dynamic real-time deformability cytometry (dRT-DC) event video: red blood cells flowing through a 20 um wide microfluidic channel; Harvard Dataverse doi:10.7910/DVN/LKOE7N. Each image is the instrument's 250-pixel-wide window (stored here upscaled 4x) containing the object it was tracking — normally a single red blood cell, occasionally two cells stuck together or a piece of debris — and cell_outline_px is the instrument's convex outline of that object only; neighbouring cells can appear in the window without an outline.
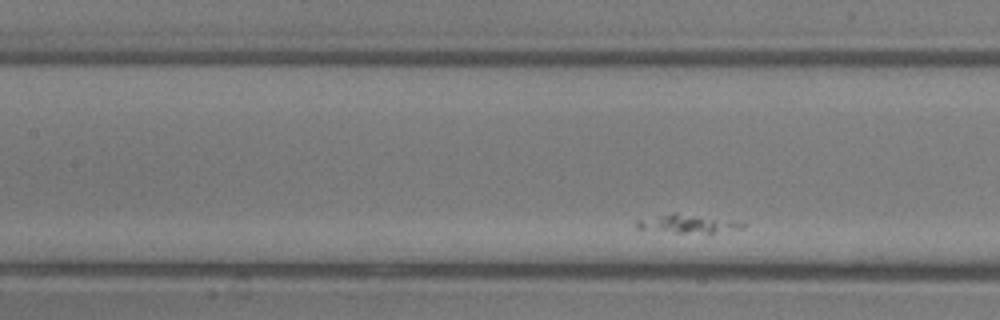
{"species": "common noctule bat (a hibernating species)", "species_latin": "Nyctalus noctula", "temperature_condition": "room temperature", "stored_images_in_passage": 28, "camera_frame_rate_fps": 3000, "um_per_image_px": 0.085, "animal": {"sex": "male", "body_mass_g": 13.3}, "frame": {"image": 1, "passage_image": 9, "time_ms": 2.667, "image_size_px": [1000, 320], "cell_outline_px": [[744, 228], [712, 232], [676, 232], [636, 228], [636, 220], [672, 212], [676, 212], [732, 220], [744, 224]], "centroid_in_image_um": [58.4, 18.98], "position_along_channel_um": 149.0, "area_um2": 11.04}}
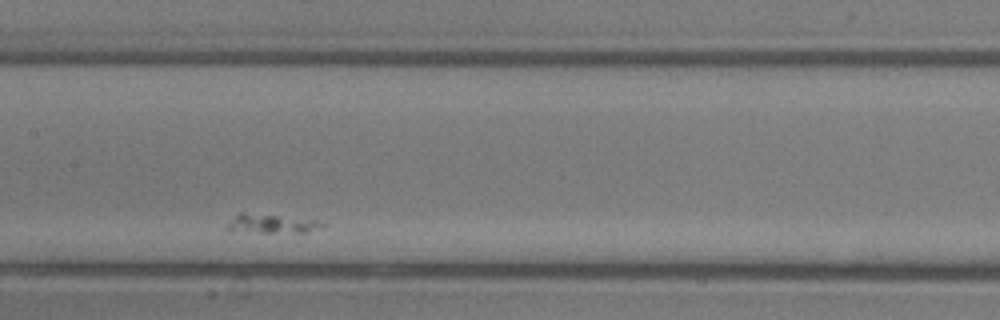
{"frame": {"image": 2, "passage_image": 12, "time_ms": 3.667, "image_size_px": [1000, 320], "cell_outline_px": [[324, 224], [320, 228], [308, 232], [264, 232], [224, 228], [224, 224], [240, 212], [244, 212], [316, 220]], "centroid_in_image_um": [23.06, 18.99], "position_along_channel_um": 184.3, "area_um2": 10.17}}